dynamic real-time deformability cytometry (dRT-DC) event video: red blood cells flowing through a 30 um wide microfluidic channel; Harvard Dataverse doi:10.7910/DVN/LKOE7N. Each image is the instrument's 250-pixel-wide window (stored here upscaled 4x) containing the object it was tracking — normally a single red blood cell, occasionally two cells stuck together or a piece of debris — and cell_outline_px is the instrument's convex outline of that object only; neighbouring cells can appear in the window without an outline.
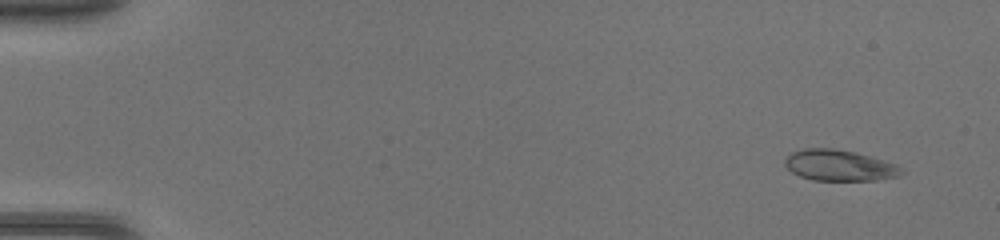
{"species": "common noctule bat (a hibernating species)", "species_latin": "Nyctalus noctula", "temperature_condition": "warm", "stored_images_in_passage": 32, "camera_frame_rate_fps": 3000, "um_per_image_px": 0.085, "animal": {"sex": "female", "body_mass_g": 17.0, "forearm_length_mm": 48.0}, "frame": {"image": 1, "passage_image": 4, "time_ms": 1.0, "image_size_px": [1000, 240], "cell_outline_px": [[904, 172], [900, 176], [876, 180], [812, 180], [800, 176], [792, 172], [784, 164], [784, 160], [792, 152], [804, 148], [832, 148], [856, 152], [884, 160], [896, 164]], "centroid_in_image_um": [71.34, 14.05], "position_along_channel_um": 13.7, "area_um2": 21.04}}
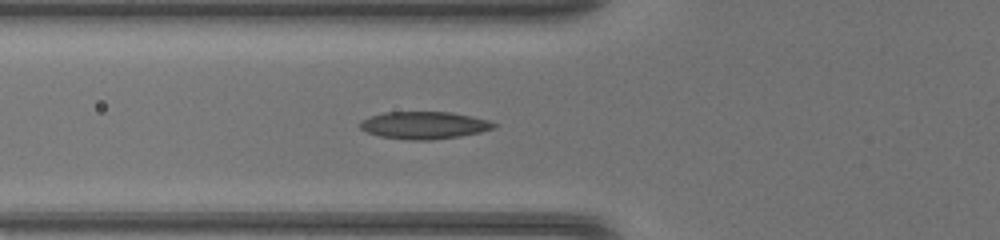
{"frame": {"image": 2, "passage_image": 19, "time_ms": 6.0, "image_size_px": [1000, 240], "cell_outline_px": [[496, 128], [480, 132], [460, 136], [432, 140], [412, 140], [380, 136], [368, 132], [360, 128], [360, 120], [384, 112], [452, 112], [472, 116], [488, 120], [496, 124]], "centroid_in_image_um": [36.07, 10.64], "position_along_channel_um": 89.7, "area_um2": 21.27}}
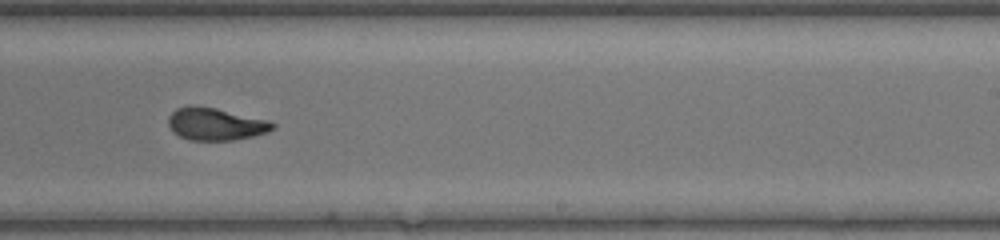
{"frame": {"image": 3, "passage_image": 31, "time_ms": 10.0, "image_size_px": [1000, 240], "cell_outline_px": [[276, 128], [268, 132], [252, 136], [232, 140], [188, 140], [172, 132], [168, 124], [168, 116], [176, 108], [188, 104], [196, 104], [216, 108], [268, 120], [276, 124]], "centroid_in_image_um": [18.29, 10.52], "position_along_channel_um": 270.7, "area_um2": 20.0}}